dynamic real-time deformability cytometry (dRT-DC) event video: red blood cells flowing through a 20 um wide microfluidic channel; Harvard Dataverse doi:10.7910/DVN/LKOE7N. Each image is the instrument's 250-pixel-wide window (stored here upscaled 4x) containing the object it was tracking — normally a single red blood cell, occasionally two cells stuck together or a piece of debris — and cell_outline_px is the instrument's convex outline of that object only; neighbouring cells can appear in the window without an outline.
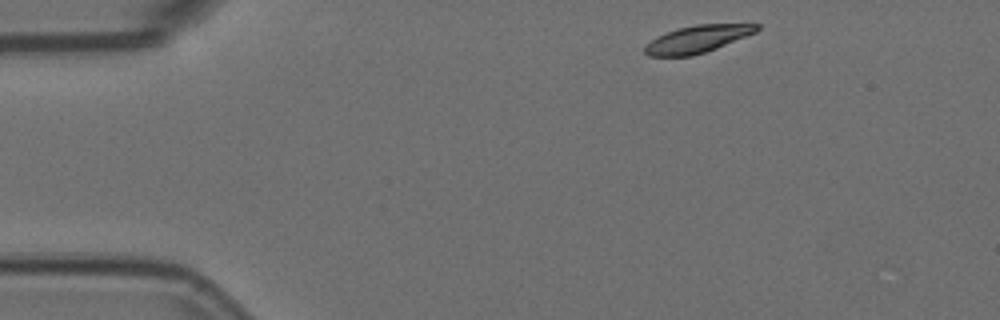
{"species": "Egyptian fruit bat (a non-hibernating species)", "species_latin": "Rousettus aegyptiacus", "temperature_condition": "room temperature", "stored_images_in_passage": 2, "camera_frame_rate_fps": 3000, "um_per_image_px": 0.085, "animal": {"sex": "female"}, "frame": {"image": 1, "passage_image": 1, "time_ms": 0.0, "image_size_px": [1000, 320], "cell_outline_px": [[760, 28], [756, 32], [716, 48], [692, 56], [648, 56], [644, 52], [644, 44], [656, 36], [680, 28], [696, 24], [760, 24]], "centroid_in_image_um": [59.24, 3.32], "position_along_channel_um": 25.8, "area_um2": 17.69}}